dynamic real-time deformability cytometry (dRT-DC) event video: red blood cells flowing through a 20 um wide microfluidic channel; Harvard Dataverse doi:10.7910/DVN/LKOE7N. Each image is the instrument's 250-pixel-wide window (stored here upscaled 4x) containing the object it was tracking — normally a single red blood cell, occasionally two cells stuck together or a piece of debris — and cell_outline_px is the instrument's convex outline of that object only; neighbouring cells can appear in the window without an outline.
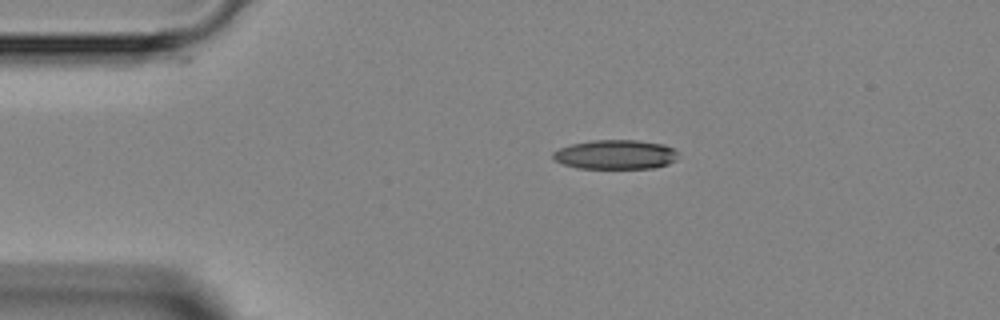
{"species": "Egyptian fruit bat (a non-hibernating species)", "species_latin": "Rousettus aegyptiacus", "temperature_condition": "room temperature", "stored_images_in_passage": 4, "camera_frame_rate_fps": 3000, "um_per_image_px": 0.085, "animal": {"sex": "female"}, "frame": {"image": 1, "passage_image": 1, "time_ms": 0.0, "image_size_px": [1000, 320], "cell_outline_px": [[676, 160], [668, 164], [652, 168], [576, 168], [564, 164], [556, 160], [552, 156], [552, 152], [560, 148], [572, 144], [592, 140], [636, 140], [664, 144], [672, 148], [676, 152]], "centroid_in_image_um": [52.31, 13.13], "position_along_channel_um": 32.7, "area_um2": 21.27}}
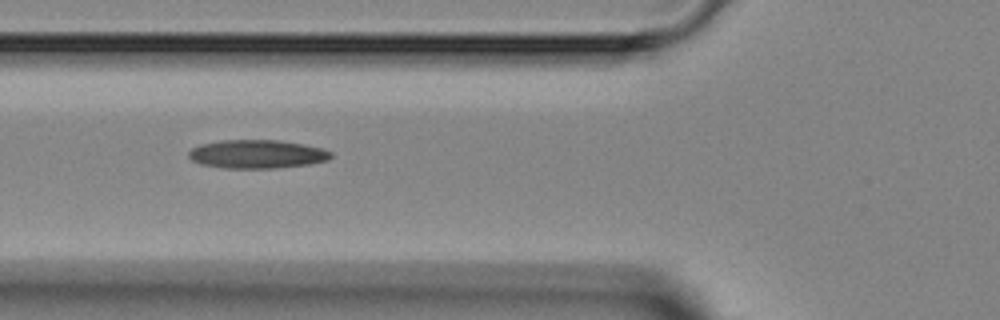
{"frame": {"image": 2, "passage_image": 3, "time_ms": 2.667, "image_size_px": [1000, 320], "cell_outline_px": [[332, 156], [328, 160], [308, 164], [276, 168], [220, 168], [200, 164], [192, 160], [188, 156], [188, 152], [192, 148], [200, 144], [220, 140], [280, 140], [304, 144], [324, 148], [332, 152]], "centroid_in_image_um": [21.84, 13.09], "position_along_channel_um": 104.0, "area_um2": 23.87}}
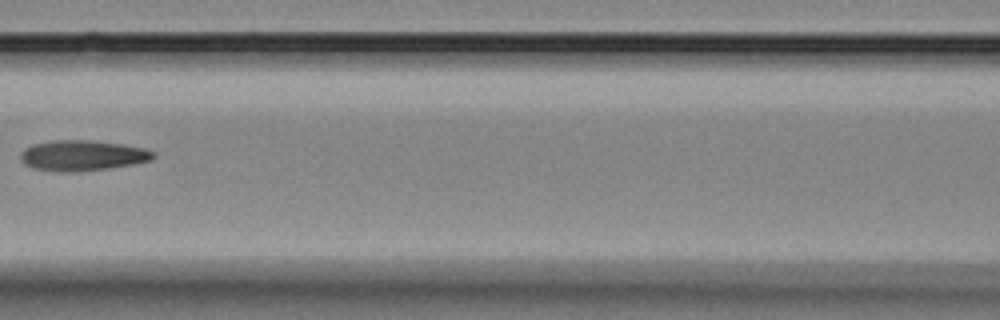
{"frame": {"image": 3, "passage_image": 4, "time_ms": 4.0, "image_size_px": [1000, 320], "cell_outline_px": [[156, 156], [152, 160], [132, 164], [108, 168], [80, 172], [60, 172], [32, 168], [24, 164], [20, 160], [20, 152], [24, 148], [32, 144], [52, 140], [88, 140], [124, 144], [144, 148], [156, 152]], "centroid_in_image_um": [6.99, 13.22], "position_along_channel_um": 159.6, "area_um2": 23.93}}